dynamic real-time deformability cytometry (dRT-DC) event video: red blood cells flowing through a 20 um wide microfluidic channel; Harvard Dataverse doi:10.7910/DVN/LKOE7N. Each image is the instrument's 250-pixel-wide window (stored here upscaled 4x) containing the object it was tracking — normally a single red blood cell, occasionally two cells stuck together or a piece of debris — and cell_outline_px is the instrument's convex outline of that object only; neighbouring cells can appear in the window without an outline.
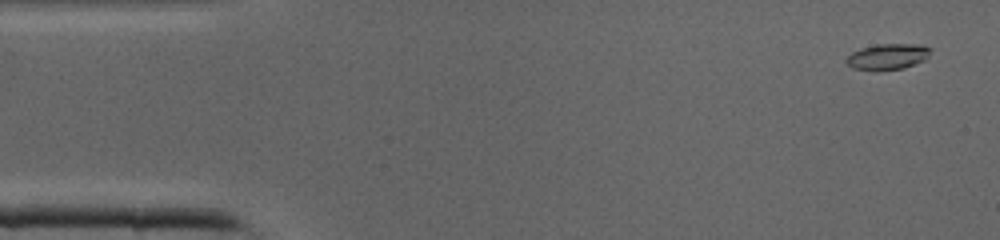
{"species": "common noctule bat (a hibernating species)", "species_latin": "Nyctalus noctula", "temperature_condition": "cold", "stored_images_in_passage": 8, "camera_frame_rate_fps": 3000, "um_per_image_px": 0.085, "animal": {"sex": "male", "body_mass_g": 19.0, "forearm_length_mm": 50.8}, "frame": {"image": 1, "passage_image": 2, "time_ms": 0.333, "image_size_px": [1000, 240], "cell_outline_px": [[932, 48], [928, 56], [924, 60], [904, 68], [880, 72], [876, 72], [852, 68], [844, 60], [852, 52], [860, 48], [876, 44], [920, 44]], "centroid_in_image_um": [75.43, 4.83], "position_along_channel_um": 9.6, "area_um2": 13.06}}